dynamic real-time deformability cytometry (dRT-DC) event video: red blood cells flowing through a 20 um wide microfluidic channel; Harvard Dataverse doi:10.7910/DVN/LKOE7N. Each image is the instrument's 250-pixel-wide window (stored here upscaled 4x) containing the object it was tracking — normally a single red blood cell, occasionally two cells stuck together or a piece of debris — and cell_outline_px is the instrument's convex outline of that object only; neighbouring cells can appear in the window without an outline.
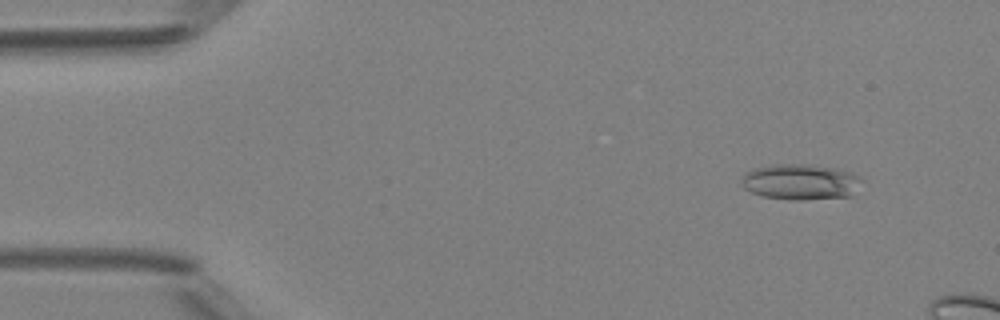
{"species": "Egyptian fruit bat (a non-hibernating species)", "species_latin": "Rousettus aegyptiacus", "temperature_condition": "room temperature", "stored_images_in_passage": 10, "camera_frame_rate_fps": 3000, "um_per_image_px": 0.085, "animal": {"sex": "female"}, "frame": {"image": 1, "passage_image": 4, "time_ms": 1.0, "image_size_px": [1000, 320], "cell_outline_px": [[864, 180], [852, 196], [804, 200], [792, 200], [764, 196], [752, 192], [744, 188], [740, 184], [740, 180], [744, 172], [756, 168], [780, 164], [804, 164], [840, 168], [852, 172], [860, 176]], "centroid_in_image_um": [68.09, 15.46], "position_along_channel_um": 16.9, "area_um2": 25.37}}